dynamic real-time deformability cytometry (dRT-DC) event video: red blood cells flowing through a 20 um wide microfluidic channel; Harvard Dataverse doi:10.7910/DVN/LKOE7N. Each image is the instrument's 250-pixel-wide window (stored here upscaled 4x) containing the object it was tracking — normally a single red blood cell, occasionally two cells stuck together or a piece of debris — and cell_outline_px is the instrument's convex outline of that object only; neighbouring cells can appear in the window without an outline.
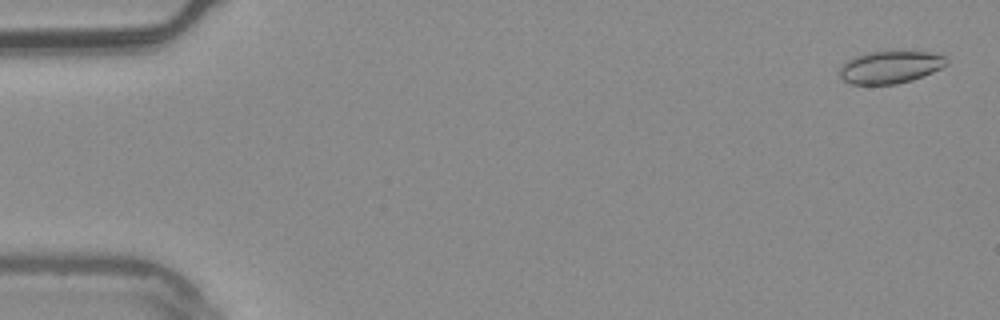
{"species": "common noctule bat (a hibernating species)", "species_latin": "Nyctalus noctula", "temperature_condition": "warm", "stored_images_in_passage": 55, "camera_frame_rate_fps": 3000, "um_per_image_px": 0.085, "animal": {"sex": "male", "body_mass_g": 20.4}, "frame": {"image": 1, "passage_image": 2, "time_ms": 0.333, "image_size_px": [1000, 320], "cell_outline_px": [[948, 64], [932, 72], [912, 80], [896, 84], [852, 84], [844, 80], [836, 72], [852, 56], [864, 52], [928, 52], [944, 56]], "centroid_in_image_um": [75.61, 5.71], "position_along_channel_um": 9.4, "area_um2": 20.06}}
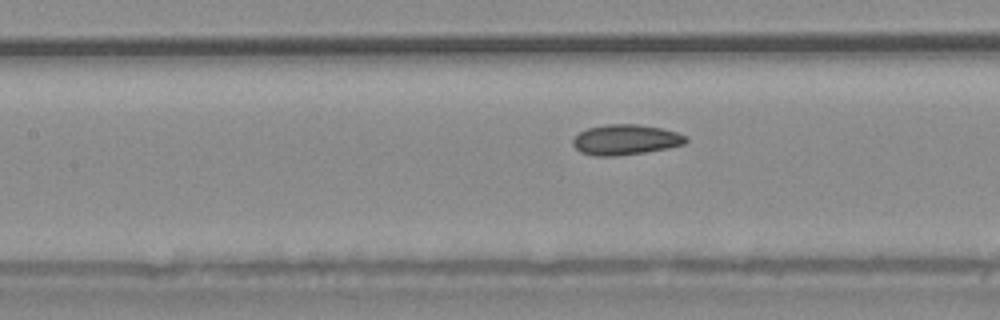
{"frame": {"image": 2, "passage_image": 25, "time_ms": 8.0, "image_size_px": [1000, 320], "cell_outline_px": [[688, 140], [684, 144], [668, 148], [620, 156], [592, 156], [580, 152], [572, 144], [572, 140], [580, 132], [588, 128], [608, 124], [636, 124], [660, 128], [676, 132], [688, 136]], "centroid_in_image_um": [53.17, 11.88], "position_along_channel_um": 154.2, "area_um2": 20.0}}
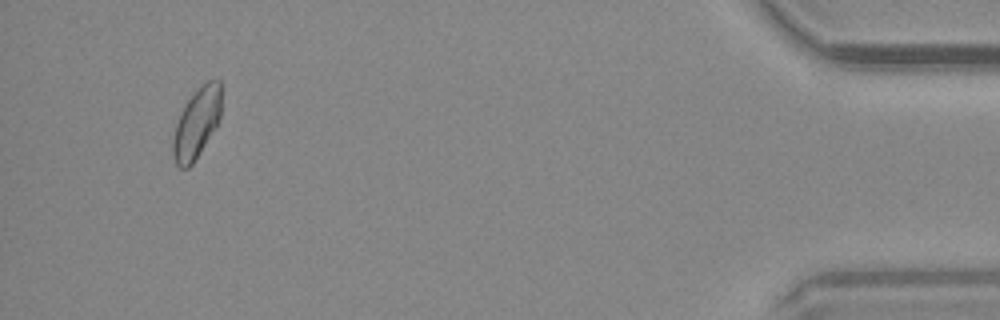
{"frame": {"image": 3, "passage_image": 52, "time_ms": 17.0, "image_size_px": [1000, 320], "cell_outline_px": [[220, 116], [216, 128], [192, 164], [188, 168], [180, 168], [176, 164], [172, 152], [172, 140], [176, 124], [188, 100], [208, 80], [220, 80]], "centroid_in_image_um": [16.71, 10.52], "position_along_channel_um": 418.5, "area_um2": 19.25}, "authors_computed_cell_mechanics": {"area_um2": 19.8254, "velocity_mm_per_s": 3.729, "shape_relaxation_time_tau1_ms": 5.4395, "shape_relaxation_time_tau2_ms": 1.6413, "deformation_change_tau1": 0.0803, "deformation_change_tau2": 0.0537}}